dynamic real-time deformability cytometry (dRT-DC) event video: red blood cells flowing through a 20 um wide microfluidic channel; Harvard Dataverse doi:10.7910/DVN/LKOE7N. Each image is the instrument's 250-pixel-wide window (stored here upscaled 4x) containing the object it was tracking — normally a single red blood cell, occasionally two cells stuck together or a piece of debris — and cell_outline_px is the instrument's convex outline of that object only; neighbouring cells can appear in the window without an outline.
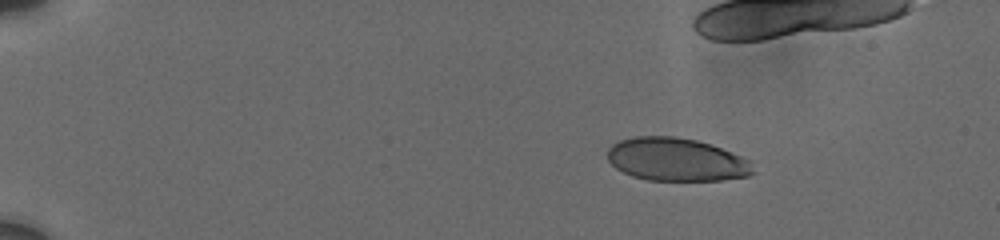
{"species": "human", "species_latin": "Homo sapiens", "temperature_condition": "cold", "stored_images_in_passage": 39, "camera_frame_rate_fps": 3000, "um_per_image_px": 0.085, "donor": {"sex": "male"}, "frame": {"image": 1, "passage_image": 1, "time_ms": 0.0, "image_size_px": [1000, 240], "cell_outline_px": [[752, 172], [748, 176], [720, 180], [648, 180], [632, 176], [616, 168], [608, 160], [608, 148], [612, 144], [620, 140], [632, 136], [676, 136], [696, 140], [712, 144], [752, 160]], "centroid_in_image_um": [57.49, 13.55], "position_along_channel_um": 27.5, "area_um2": 36.7}}
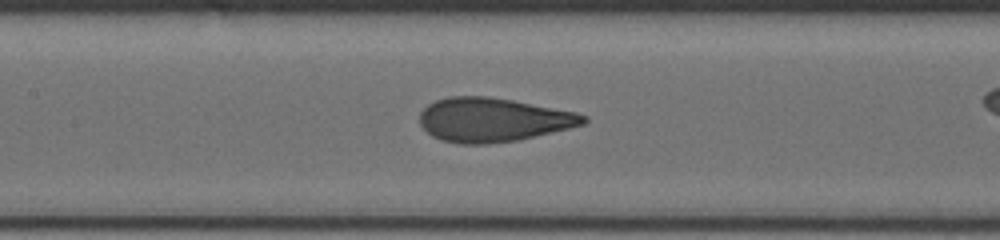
{"frame": {"image": 2, "passage_image": 21, "time_ms": 6.667, "image_size_px": [1000, 240], "cell_outline_px": [[588, 120], [584, 124], [552, 132], [516, 140], [488, 144], [460, 144], [444, 140], [432, 136], [420, 124], [420, 112], [428, 104], [436, 100], [448, 96], [488, 96], [512, 100], [576, 112], [588, 116]], "centroid_in_image_um": [41.89, 10.17], "position_along_channel_um": 165.5, "area_um2": 41.73}}
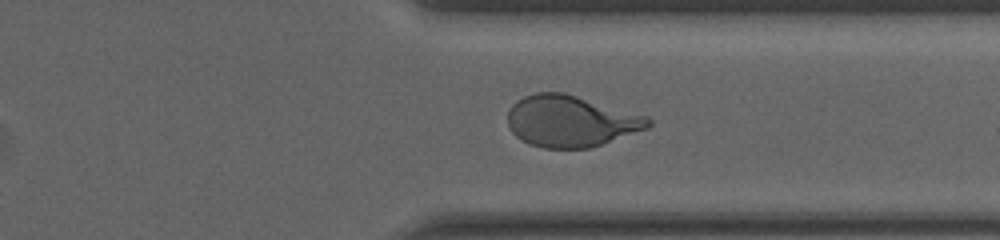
{"frame": {"image": 3, "passage_image": 37, "time_ms": 12.0, "image_size_px": [1000, 240], "cell_outline_px": [[652, 124], [648, 128], [588, 148], [544, 148], [528, 144], [516, 136], [512, 132], [508, 124], [508, 112], [512, 104], [516, 100], [524, 96], [536, 92], [564, 92], [648, 116], [652, 120]], "centroid_in_image_um": [48.5, 10.28], "position_along_channel_um": 362.9, "area_um2": 42.08}}